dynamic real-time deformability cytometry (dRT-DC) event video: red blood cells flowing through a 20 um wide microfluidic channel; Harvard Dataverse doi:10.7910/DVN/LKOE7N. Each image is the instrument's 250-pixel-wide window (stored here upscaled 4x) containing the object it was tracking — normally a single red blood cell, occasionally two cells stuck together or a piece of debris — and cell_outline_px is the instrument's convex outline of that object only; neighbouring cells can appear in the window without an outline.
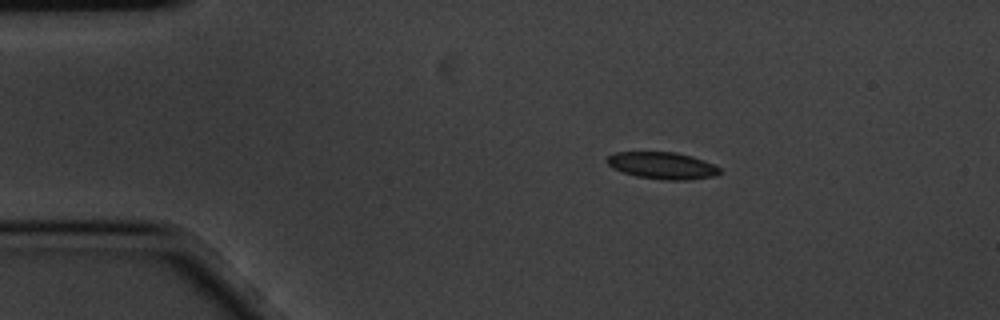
{"species": "common noctule bat (a hibernating species)", "species_latin": "Nyctalus noctula", "temperature_condition": "cold", "stored_images_in_passage": 4, "camera_frame_rate_fps": 3000, "um_per_image_px": 0.085, "animal": {"sex": "male", "body_mass_g": 20.1, "forearm_length_mm": 53.5}, "frame": {"image": 1, "passage_image": 1, "time_ms": 0.0, "image_size_px": [1000, 320], "cell_outline_px": [[720, 172], [716, 176], [688, 180], [664, 180], [636, 176], [612, 168], [604, 160], [612, 152], [676, 152], [692, 156], [704, 160], [720, 168]], "centroid_in_image_um": [56.28, 14.07], "position_along_channel_um": 28.7, "area_um2": 17.8}}
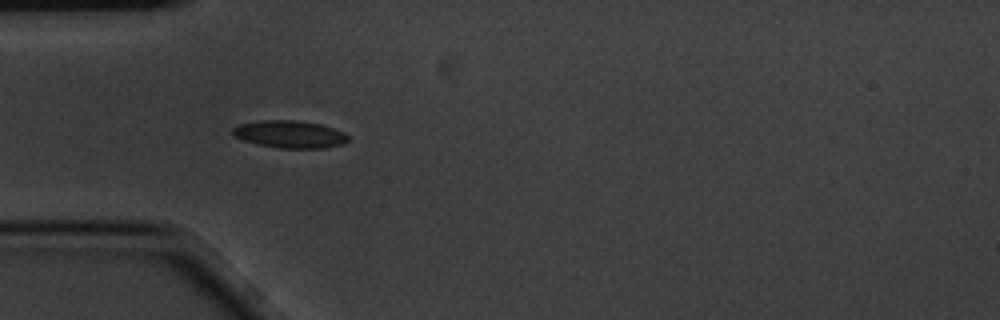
{"frame": {"image": 2, "passage_image": 3, "time_ms": 0.667, "image_size_px": [1000, 320], "cell_outline_px": [[348, 140], [340, 144], [324, 148], [280, 148], [256, 144], [244, 140], [236, 136], [232, 132], [232, 128], [240, 124], [260, 120], [296, 120], [320, 124], [344, 132], [348, 136]], "centroid_in_image_um": [24.62, 11.41], "position_along_channel_um": 60.4, "area_um2": 18.26}}
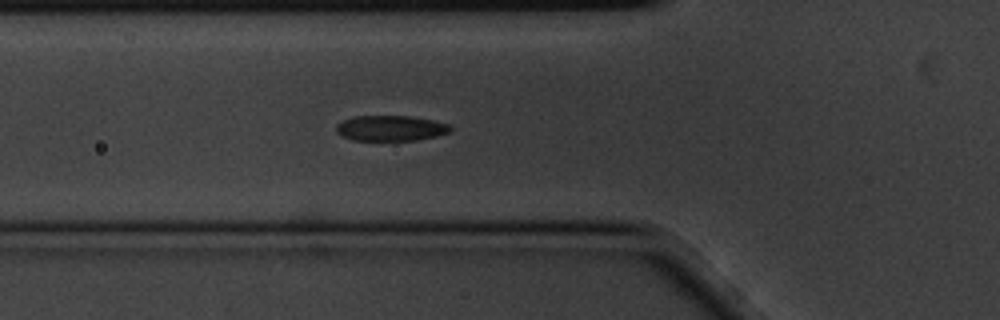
{"frame": {"image": 3, "passage_image": 4, "time_ms": 1.0, "image_size_px": [1000, 320], "cell_outline_px": [[452, 128], [448, 132], [436, 136], [416, 140], [352, 140], [340, 136], [336, 132], [336, 124], [352, 116], [408, 116], [432, 120], [448, 124]], "centroid_in_image_um": [33.15, 10.9], "position_along_channel_um": 92.7, "area_um2": 16.88}}